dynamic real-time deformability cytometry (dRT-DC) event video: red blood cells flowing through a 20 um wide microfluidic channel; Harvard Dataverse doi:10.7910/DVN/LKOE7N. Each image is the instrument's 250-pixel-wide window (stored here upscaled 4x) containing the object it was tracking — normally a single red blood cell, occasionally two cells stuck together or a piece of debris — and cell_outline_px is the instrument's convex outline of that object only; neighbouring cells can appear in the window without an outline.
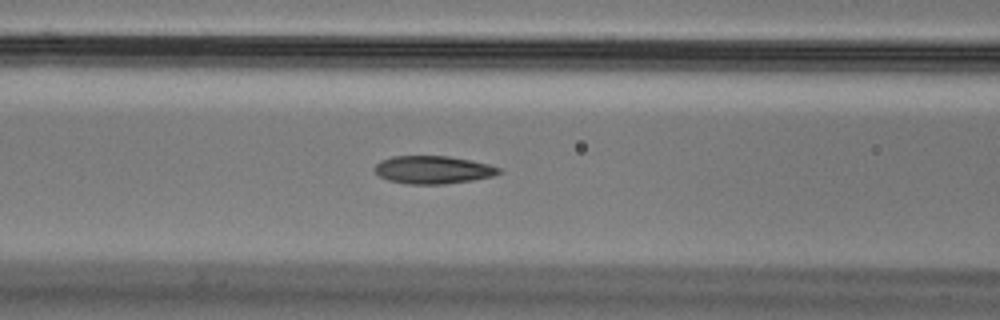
{"species": "Egyptian fruit bat (a non-hibernating species)", "species_latin": "Rousettus aegyptiacus", "temperature_condition": "cold", "stored_images_in_passage": 43, "camera_frame_rate_fps": 3000, "um_per_image_px": 0.085, "animal": {"sex": "male"}, "frame": {"image": 1, "passage_image": 12, "time_ms": 3.667, "image_size_px": [1000, 320], "cell_outline_px": [[504, 172], [492, 176], [472, 180], [444, 184], [404, 184], [388, 180], [380, 176], [372, 168], [380, 160], [392, 156], [448, 156], [472, 160], [488, 164], [500, 168]], "centroid_in_image_um": [36.79, 14.43], "position_along_channel_um": 129.8, "area_um2": 20.35}}
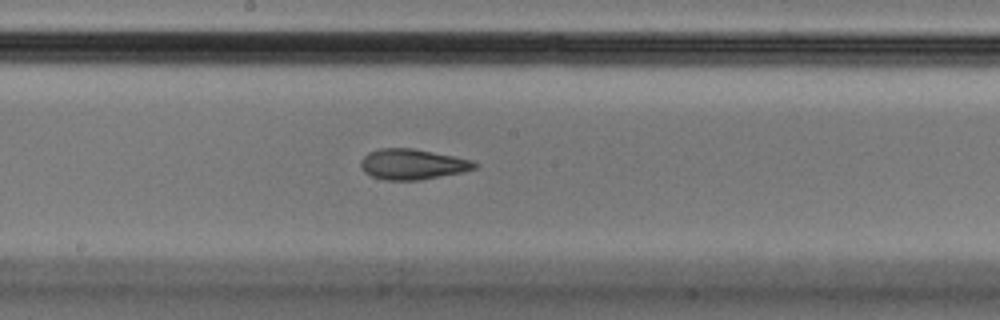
{"frame": {"image": 2, "passage_image": 19, "time_ms": 6.0, "image_size_px": [1000, 320], "cell_outline_px": [[480, 164], [476, 168], [464, 172], [420, 180], [384, 180], [372, 176], [364, 172], [360, 168], [360, 160], [368, 152], [380, 148], [412, 148], [456, 156], [472, 160]], "centroid_in_image_um": [35.07, 13.96], "position_along_channel_um": 213.1, "area_um2": 20.52}}
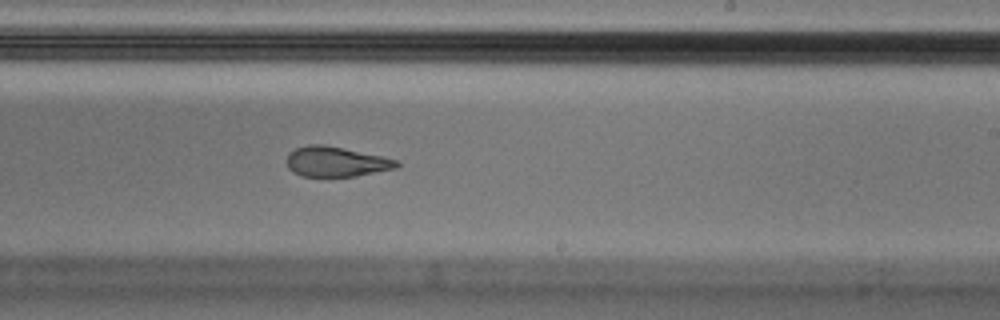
{"frame": {"image": 3, "passage_image": 23, "time_ms": 7.333, "image_size_px": [1000, 320], "cell_outline_px": [[400, 164], [396, 168], [356, 176], [304, 176], [292, 172], [288, 168], [288, 152], [296, 148], [308, 144], [324, 144], [384, 156], [400, 160]], "centroid_in_image_um": [28.59, 13.73], "position_along_channel_um": 260.4, "area_um2": 19.36}}